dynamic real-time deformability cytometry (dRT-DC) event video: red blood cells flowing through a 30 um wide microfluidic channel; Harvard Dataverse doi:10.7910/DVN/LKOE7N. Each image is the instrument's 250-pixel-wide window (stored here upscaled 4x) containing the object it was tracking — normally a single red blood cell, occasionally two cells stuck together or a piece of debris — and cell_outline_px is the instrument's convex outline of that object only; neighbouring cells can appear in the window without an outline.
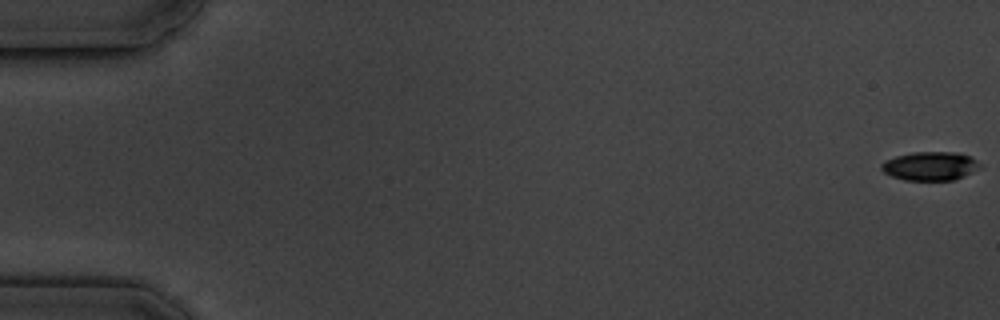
{"species": "common noctule bat (a hibernating species)", "species_latin": "Nyctalus noctula", "temperature_condition": "cold", "stored_images_in_passage": 5, "camera_frame_rate_fps": 3000, "um_per_image_px": 0.085, "animal": {"sex": "male", "body_mass_g": 19.5, "forearm_length_mm": 54.6}, "frame": {"image": 1, "passage_image": 5, "time_ms": 5.667, "image_size_px": [1000, 320], "cell_outline_px": [[984, 168], [952, 180], [904, 180], [892, 176], [884, 172], [880, 168], [880, 164], [896, 156], [912, 152], [960, 152], [976, 160]], "centroid_in_image_um": [79.1, 14.11], "position_along_channel_um": 5.9, "area_um2": 16.53}}